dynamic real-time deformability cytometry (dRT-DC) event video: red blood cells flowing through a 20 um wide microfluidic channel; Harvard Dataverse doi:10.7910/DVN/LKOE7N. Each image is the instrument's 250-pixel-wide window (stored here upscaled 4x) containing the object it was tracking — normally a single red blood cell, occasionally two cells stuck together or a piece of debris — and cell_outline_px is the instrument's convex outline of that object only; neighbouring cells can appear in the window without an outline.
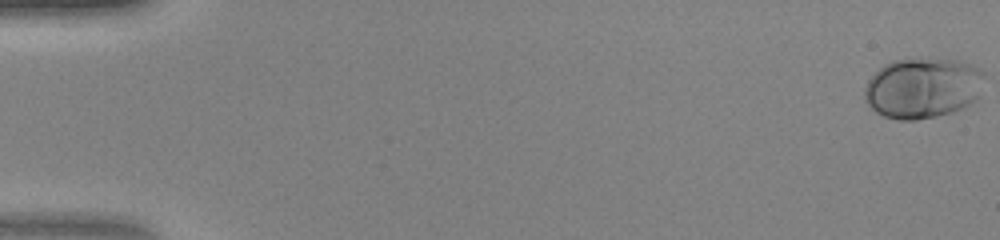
{"species": "human", "species_latin": "Homo sapiens", "temperature_condition": "warm", "stored_images_in_passage": 48, "camera_frame_rate_fps": 3000, "um_per_image_px": 0.085, "donor": {"sex": "female"}, "frame": {"image": 1, "passage_image": 1, "time_ms": 0.0, "image_size_px": [1000, 240], "cell_outline_px": [[984, 76], [976, 100], [952, 112], [936, 116], [916, 120], [900, 120], [884, 116], [876, 112], [868, 104], [864, 96], [864, 88], [868, 80], [884, 64], [908, 56], [956, 60], [980, 68], [984, 72]], "centroid_in_image_um": [78.41, 7.45], "position_along_channel_um": 6.6, "area_um2": 42.54}}
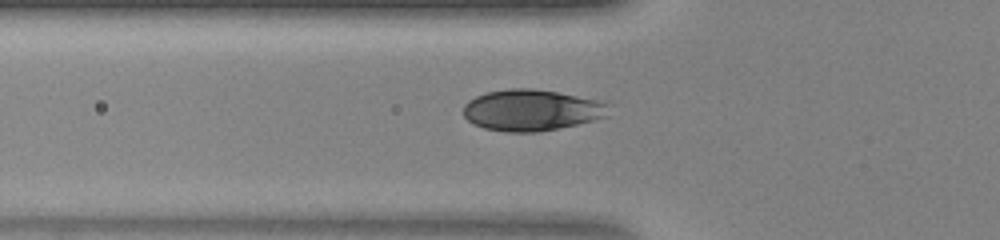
{"frame": {"image": 2, "passage_image": 18, "time_ms": 5.667, "image_size_px": [1000, 240], "cell_outline_px": [[612, 104], [608, 116], [560, 128], [536, 132], [508, 132], [484, 128], [472, 124], [464, 116], [464, 104], [468, 100], [476, 96], [488, 92], [508, 88], [532, 88], [556, 92], [596, 100]], "centroid_in_image_um": [45.18, 9.36], "position_along_channel_um": 80.6, "area_um2": 34.97}}
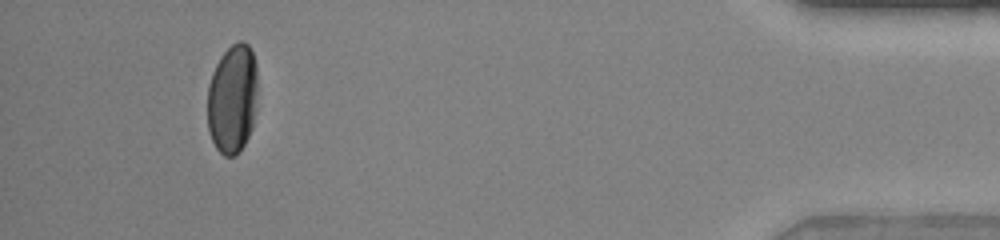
{"frame": {"image": 3, "passage_image": 45, "time_ms": 14.667, "image_size_px": [1000, 240], "cell_outline_px": [[256, 112], [252, 128], [240, 152], [236, 156], [224, 156], [216, 148], [212, 140], [208, 128], [208, 84], [212, 72], [216, 64], [224, 52], [232, 44], [240, 40], [248, 44], [252, 52], [256, 64]], "centroid_in_image_um": [19.76, 8.41], "position_along_channel_um": 415.4, "area_um2": 32.14}}